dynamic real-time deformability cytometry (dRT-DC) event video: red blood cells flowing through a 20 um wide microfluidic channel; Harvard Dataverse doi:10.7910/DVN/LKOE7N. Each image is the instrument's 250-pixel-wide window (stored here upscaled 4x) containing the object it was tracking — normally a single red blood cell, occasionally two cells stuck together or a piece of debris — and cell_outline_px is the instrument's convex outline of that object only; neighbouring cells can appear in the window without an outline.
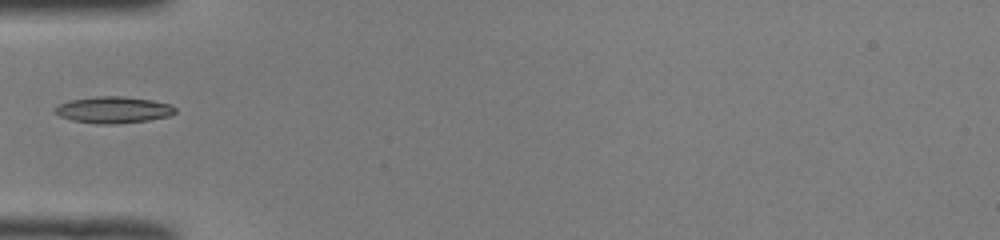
{"species": "common noctule bat (a hibernating species)", "species_latin": "Nyctalus noctula", "temperature_condition": "room temperature", "stored_images_in_passage": 19, "camera_frame_rate_fps": 3000, "um_per_image_px": 0.085, "animal": {"sex": "male", "body_mass_g": 19.0, "forearm_length_mm": 50.8}, "frame": {"image": 1, "passage_image": 1, "time_ms": 0.0, "image_size_px": [1000, 240], "cell_outline_px": [[176, 112], [168, 116], [148, 120], [116, 124], [96, 124], [72, 120], [60, 116], [56, 112], [56, 108], [60, 104], [72, 100], [96, 96], [124, 96], [152, 100], [172, 104], [176, 108]], "centroid_in_image_um": [9.69, 9.33], "position_along_channel_um": 75.3, "area_um2": 18.5}}